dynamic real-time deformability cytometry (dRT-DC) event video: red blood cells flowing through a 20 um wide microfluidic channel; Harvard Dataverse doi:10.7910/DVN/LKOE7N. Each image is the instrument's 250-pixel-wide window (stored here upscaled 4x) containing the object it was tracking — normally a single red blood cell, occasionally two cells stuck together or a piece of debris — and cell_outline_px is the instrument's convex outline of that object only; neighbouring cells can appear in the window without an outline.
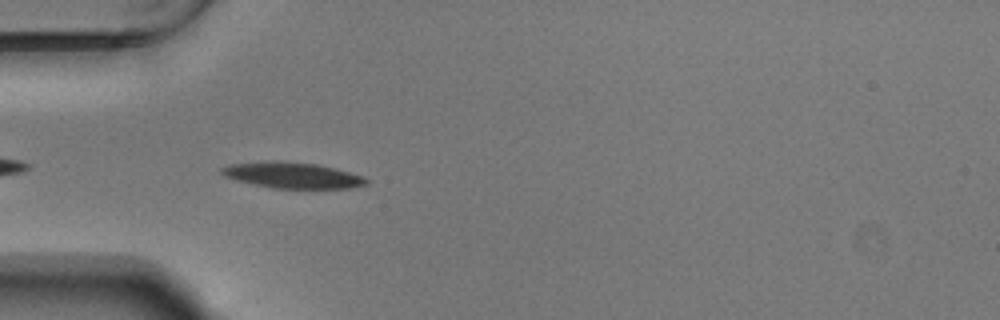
{"species": "Egyptian fruit bat (a non-hibernating species)", "species_latin": "Rousettus aegyptiacus", "temperature_condition": "warm", "stored_images_in_passage": 18, "camera_frame_rate_fps": 3000, "um_per_image_px": 0.085, "animal": {"sex": "male"}, "frame": {"image": 1, "passage_image": 3, "time_ms": 0.667, "image_size_px": [1000, 320], "cell_outline_px": [[368, 184], [352, 188], [272, 188], [236, 180], [224, 176], [220, 172], [220, 168], [228, 164], [316, 164], [364, 176], [368, 180]], "centroid_in_image_um": [24.92, 14.96], "position_along_channel_um": 60.1, "area_um2": 20.52}}
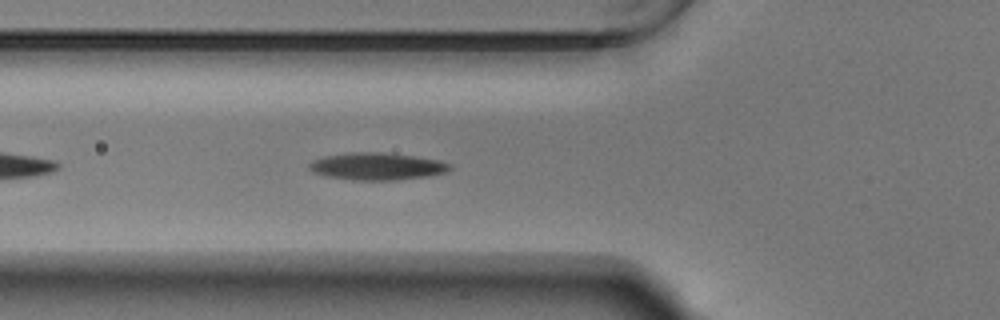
{"frame": {"image": 2, "passage_image": 6, "time_ms": 1.667, "image_size_px": [1000, 320], "cell_outline_px": [[452, 168], [444, 172], [428, 176], [396, 180], [352, 180], [324, 176], [312, 172], [308, 168], [308, 164], [312, 160], [324, 156], [352, 152], [380, 152], [412, 156], [440, 160], [452, 164]], "centroid_in_image_um": [32.0, 14.14], "position_along_channel_um": 93.8, "area_um2": 22.43}}
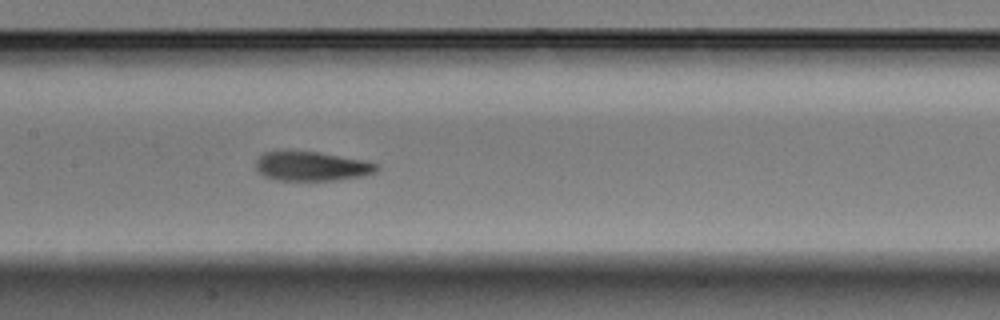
{"frame": {"image": 3, "passage_image": 13, "time_ms": 4.0, "image_size_px": [1000, 320], "cell_outline_px": [[376, 172], [360, 176], [336, 180], [276, 180], [264, 176], [256, 168], [256, 160], [264, 152], [288, 148], [316, 152], [364, 160], [376, 164]], "centroid_in_image_um": [26.4, 14.09], "position_along_channel_um": 181.0, "area_um2": 20.87}}